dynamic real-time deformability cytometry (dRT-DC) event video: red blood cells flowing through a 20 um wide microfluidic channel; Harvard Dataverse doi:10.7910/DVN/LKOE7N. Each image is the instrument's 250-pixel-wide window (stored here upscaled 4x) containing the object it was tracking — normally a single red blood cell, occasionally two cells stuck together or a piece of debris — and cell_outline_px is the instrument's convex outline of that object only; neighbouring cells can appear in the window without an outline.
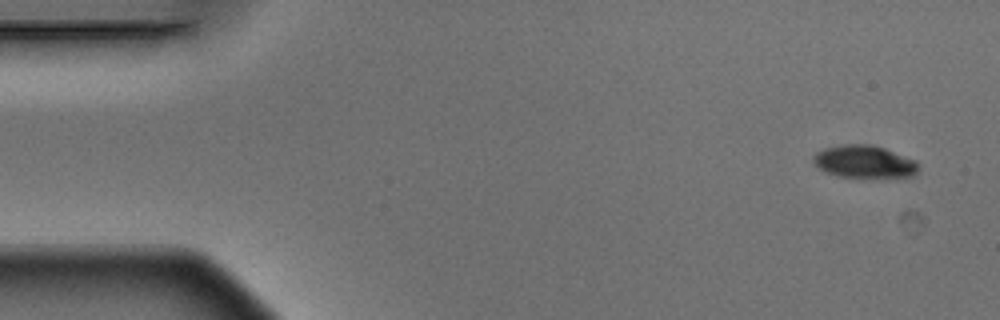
{"species": "Egyptian fruit bat (a non-hibernating species)", "species_latin": "Rousettus aegyptiacus", "temperature_condition": "warm", "stored_images_in_passage": 7, "camera_frame_rate_fps": 3000, "um_per_image_px": 0.085, "animal": {"sex": "male"}, "frame": {"image": 1, "passage_image": 1, "time_ms": 0.0, "image_size_px": [1000, 320], "cell_outline_px": [[920, 168], [916, 176], [836, 176], [824, 172], [816, 168], [812, 160], [812, 156], [816, 152], [824, 148], [840, 144], [872, 144], [884, 148], [916, 160]], "centroid_in_image_um": [73.42, 13.72], "position_along_channel_um": 11.6, "area_um2": 20.06}}
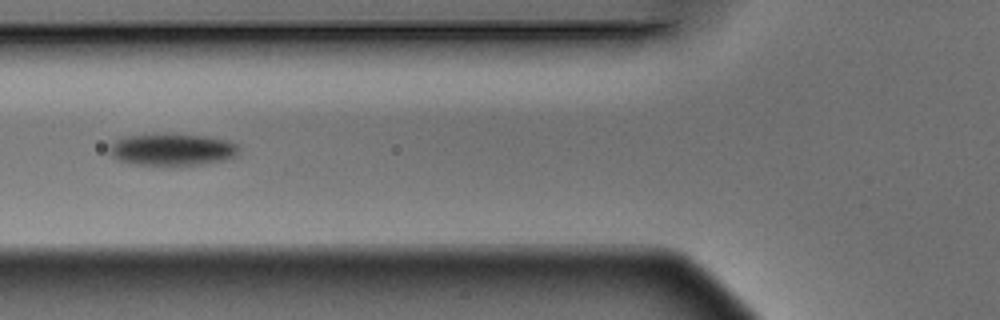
{"frame": {"image": 2, "passage_image": 6, "time_ms": 1.667, "image_size_px": [1000, 320], "cell_outline_px": [[240, 156], [228, 160], [180, 168], [164, 168], [136, 164], [120, 160], [112, 156], [108, 152], [108, 148], [116, 140], [124, 136], [200, 136], [228, 140], [236, 144], [240, 148]], "centroid_in_image_um": [14.71, 12.81], "position_along_channel_um": 111.1, "area_um2": 24.57}}
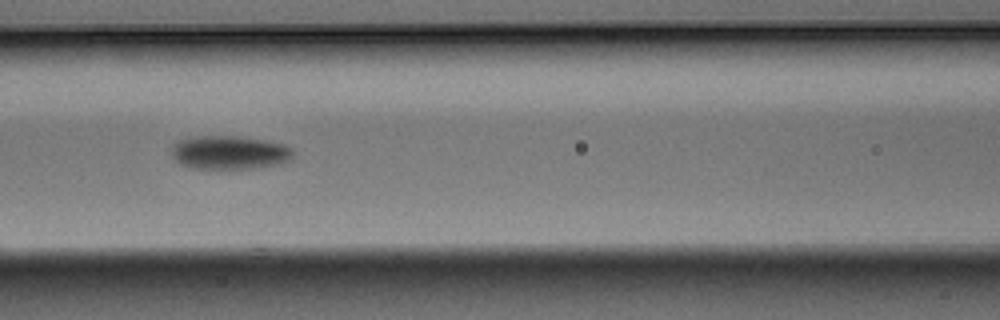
{"frame": {"image": 3, "passage_image": 7, "time_ms": 2.0, "image_size_px": [1000, 320], "cell_outline_px": [[292, 160], [276, 164], [256, 168], [192, 168], [180, 164], [172, 156], [168, 148], [176, 140], [196, 136], [240, 136], [268, 140], [284, 144], [292, 148]], "centroid_in_image_um": [19.46, 12.94], "position_along_channel_um": 147.1, "area_um2": 24.16}}